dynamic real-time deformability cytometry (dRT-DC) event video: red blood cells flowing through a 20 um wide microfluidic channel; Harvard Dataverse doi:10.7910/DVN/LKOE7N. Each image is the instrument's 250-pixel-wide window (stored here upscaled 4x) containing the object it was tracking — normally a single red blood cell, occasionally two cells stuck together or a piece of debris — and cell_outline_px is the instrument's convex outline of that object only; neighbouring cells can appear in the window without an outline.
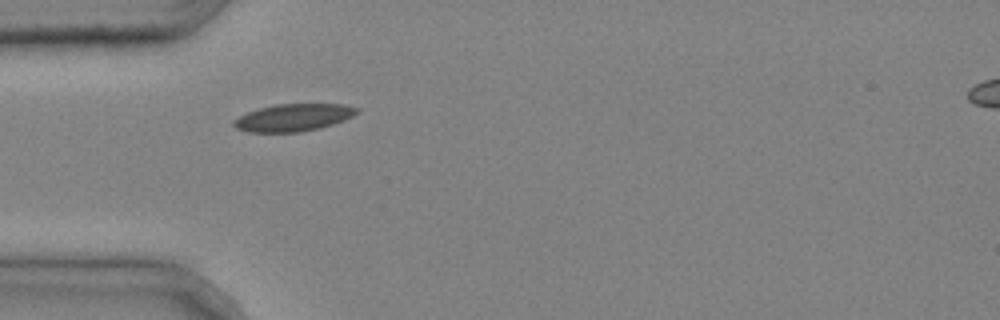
{"species": "common noctule bat (a hibernating species)", "species_latin": "Nyctalus noctula", "temperature_condition": "cold", "stored_images_in_passage": 3, "camera_frame_rate_fps": 3000, "um_per_image_px": 0.085, "animal": {"sex": "male", "body_mass_g": 20.4}, "frame": {"image": 1, "passage_image": 1, "time_ms": 0.0, "image_size_px": [1000, 320], "cell_outline_px": [[360, 112], [344, 120], [320, 128], [300, 132], [248, 132], [236, 128], [232, 124], [232, 120], [248, 112], [260, 108], [276, 104], [344, 104], [360, 108]], "centroid_in_image_um": [24.95, 9.99], "position_along_channel_um": 60.0, "area_um2": 19.65}}